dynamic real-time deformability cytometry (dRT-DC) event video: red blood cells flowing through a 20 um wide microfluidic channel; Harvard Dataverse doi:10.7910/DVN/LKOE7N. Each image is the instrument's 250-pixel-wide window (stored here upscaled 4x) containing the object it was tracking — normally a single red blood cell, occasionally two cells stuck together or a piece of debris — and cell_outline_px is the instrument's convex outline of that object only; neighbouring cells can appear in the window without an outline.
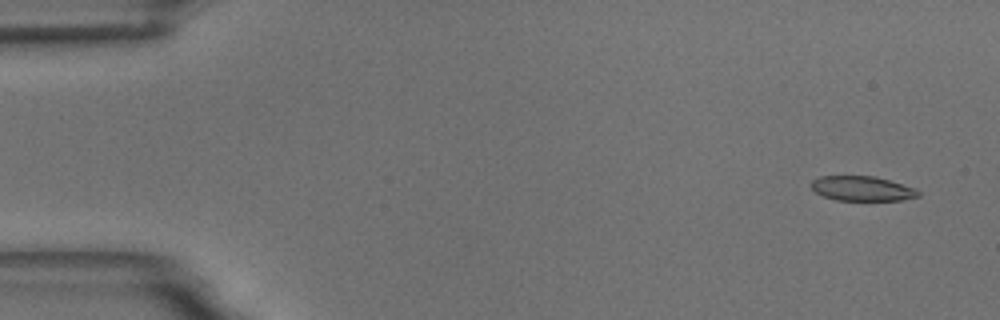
{"species": "common noctule bat (a hibernating species)", "species_latin": "Nyctalus noctula", "temperature_condition": "room temperature", "stored_images_in_passage": 53, "camera_frame_rate_fps": 3000, "um_per_image_px": 0.085, "animal": {"sex": "male", "body_mass_g": 18.8}, "frame": {"image": 1, "passage_image": 1, "time_ms": 0.0, "image_size_px": [1000, 320], "cell_outline_px": [[920, 196], [900, 200], [836, 200], [824, 196], [816, 192], [812, 188], [812, 180], [820, 176], [872, 176], [888, 180], [916, 188], [920, 192]], "centroid_in_image_um": [73.29, 16.03], "position_along_channel_um": 11.7, "area_um2": 15.26}}
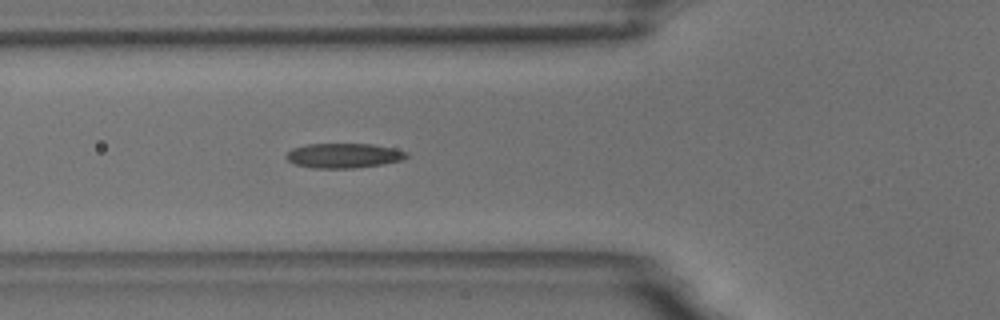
{"frame": {"image": 2, "passage_image": 18, "time_ms": 5.667, "image_size_px": [1000, 320], "cell_outline_px": [[408, 156], [404, 160], [380, 164], [352, 168], [312, 168], [296, 164], [288, 160], [284, 156], [292, 148], [308, 144], [372, 144], [392, 148], [408, 152]], "centroid_in_image_um": [29.21, 13.22], "position_along_channel_um": 96.6, "area_um2": 17.22}}
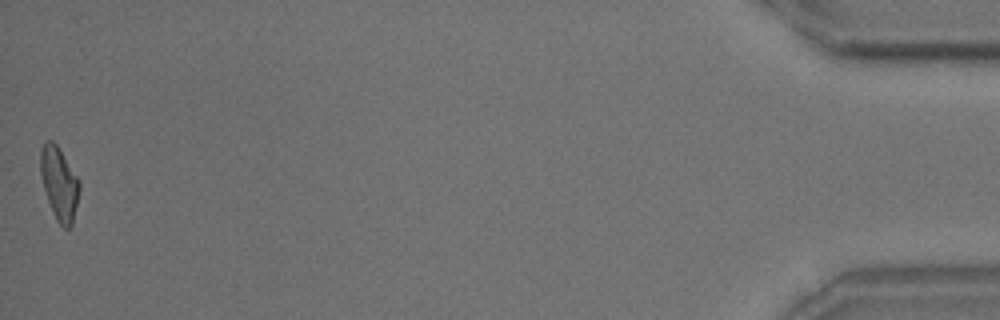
{"frame": {"image": 3, "passage_image": 53, "time_ms": 17.333, "image_size_px": [1000, 320], "cell_outline_px": [[80, 188], [72, 224], [68, 228], [64, 228], [56, 220], [48, 200], [44, 188], [40, 172], [40, 152], [44, 144], [48, 140], [52, 140], [56, 144], [80, 180]], "centroid_in_image_um": [5.04, 15.59], "position_along_channel_um": 430.2, "area_um2": 16.3}, "authors_computed_cell_mechanics": {"area_um2": 16.9354, "velocity_mm_per_s": 3.6698, "shape_relaxation_time_tau1_ms": 6.0387, "shape_relaxation_time_tau2_ms": 2.4916, "deformation_change_tau1": 0.1728, "deformation_change_tau2": 0.0935}}